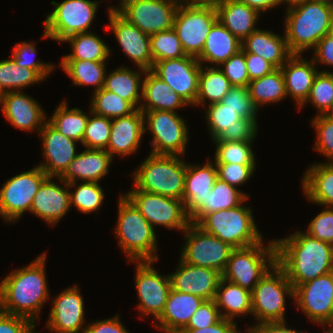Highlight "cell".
I'll list each match as a JSON object with an SVG mask.
<instances>
[{"mask_svg":"<svg viewBox=\"0 0 333 333\" xmlns=\"http://www.w3.org/2000/svg\"><path fill=\"white\" fill-rule=\"evenodd\" d=\"M276 264L285 272L294 289L333 271V245L296 231L276 239Z\"/></svg>","mask_w":333,"mask_h":333,"instance_id":"1","label":"cell"},{"mask_svg":"<svg viewBox=\"0 0 333 333\" xmlns=\"http://www.w3.org/2000/svg\"><path fill=\"white\" fill-rule=\"evenodd\" d=\"M46 253L29 265L14 269L0 283V310L36 323L49 296L45 273ZM36 320V321H35Z\"/></svg>","mask_w":333,"mask_h":333,"instance_id":"2","label":"cell"},{"mask_svg":"<svg viewBox=\"0 0 333 333\" xmlns=\"http://www.w3.org/2000/svg\"><path fill=\"white\" fill-rule=\"evenodd\" d=\"M286 10L284 34L292 54H303L307 49H314L330 32L332 5L305 0Z\"/></svg>","mask_w":333,"mask_h":333,"instance_id":"3","label":"cell"},{"mask_svg":"<svg viewBox=\"0 0 333 333\" xmlns=\"http://www.w3.org/2000/svg\"><path fill=\"white\" fill-rule=\"evenodd\" d=\"M118 219L115 235L128 261H157V237L155 228L140 211L124 196L118 201Z\"/></svg>","mask_w":333,"mask_h":333,"instance_id":"4","label":"cell"},{"mask_svg":"<svg viewBox=\"0 0 333 333\" xmlns=\"http://www.w3.org/2000/svg\"><path fill=\"white\" fill-rule=\"evenodd\" d=\"M185 174L186 161L179 155L149 153L131 177L139 190L183 201Z\"/></svg>","mask_w":333,"mask_h":333,"instance_id":"5","label":"cell"},{"mask_svg":"<svg viewBox=\"0 0 333 333\" xmlns=\"http://www.w3.org/2000/svg\"><path fill=\"white\" fill-rule=\"evenodd\" d=\"M197 225L233 248H246L260 243L262 233L254 222L251 208L242 204L206 214Z\"/></svg>","mask_w":333,"mask_h":333,"instance_id":"6","label":"cell"},{"mask_svg":"<svg viewBox=\"0 0 333 333\" xmlns=\"http://www.w3.org/2000/svg\"><path fill=\"white\" fill-rule=\"evenodd\" d=\"M263 240L246 248H235L230 255L222 278L252 291L263 276L276 264L275 240L263 245Z\"/></svg>","mask_w":333,"mask_h":333,"instance_id":"7","label":"cell"},{"mask_svg":"<svg viewBox=\"0 0 333 333\" xmlns=\"http://www.w3.org/2000/svg\"><path fill=\"white\" fill-rule=\"evenodd\" d=\"M294 299V287L285 272L275 264L251 291L252 316L256 325L284 322L285 297Z\"/></svg>","mask_w":333,"mask_h":333,"instance_id":"8","label":"cell"},{"mask_svg":"<svg viewBox=\"0 0 333 333\" xmlns=\"http://www.w3.org/2000/svg\"><path fill=\"white\" fill-rule=\"evenodd\" d=\"M99 3L91 0L51 1L55 7L44 21L43 39L62 42L69 36L90 32Z\"/></svg>","mask_w":333,"mask_h":333,"instance_id":"9","label":"cell"},{"mask_svg":"<svg viewBox=\"0 0 333 333\" xmlns=\"http://www.w3.org/2000/svg\"><path fill=\"white\" fill-rule=\"evenodd\" d=\"M134 188L124 196L140 211L153 226L184 231L190 225L189 215L182 200L148 193Z\"/></svg>","mask_w":333,"mask_h":333,"instance_id":"10","label":"cell"},{"mask_svg":"<svg viewBox=\"0 0 333 333\" xmlns=\"http://www.w3.org/2000/svg\"><path fill=\"white\" fill-rule=\"evenodd\" d=\"M144 129L152 133L151 154L185 156L188 143V129L183 117L177 112L157 110L142 112ZM148 127V128H147Z\"/></svg>","mask_w":333,"mask_h":333,"instance_id":"11","label":"cell"},{"mask_svg":"<svg viewBox=\"0 0 333 333\" xmlns=\"http://www.w3.org/2000/svg\"><path fill=\"white\" fill-rule=\"evenodd\" d=\"M183 233L186 242L180 259L187 264L212 268L222 274L235 248L194 223H190Z\"/></svg>","mask_w":333,"mask_h":333,"instance_id":"12","label":"cell"},{"mask_svg":"<svg viewBox=\"0 0 333 333\" xmlns=\"http://www.w3.org/2000/svg\"><path fill=\"white\" fill-rule=\"evenodd\" d=\"M47 177L35 166L4 182L0 188V216L6 223L17 222L26 211L30 213L34 196Z\"/></svg>","mask_w":333,"mask_h":333,"instance_id":"13","label":"cell"},{"mask_svg":"<svg viewBox=\"0 0 333 333\" xmlns=\"http://www.w3.org/2000/svg\"><path fill=\"white\" fill-rule=\"evenodd\" d=\"M217 21L216 7L179 5L173 29L176 31L186 55L195 58L201 55L206 37Z\"/></svg>","mask_w":333,"mask_h":333,"instance_id":"14","label":"cell"},{"mask_svg":"<svg viewBox=\"0 0 333 333\" xmlns=\"http://www.w3.org/2000/svg\"><path fill=\"white\" fill-rule=\"evenodd\" d=\"M294 301L310 321L325 327L333 322V271L294 289Z\"/></svg>","mask_w":333,"mask_h":333,"instance_id":"15","label":"cell"},{"mask_svg":"<svg viewBox=\"0 0 333 333\" xmlns=\"http://www.w3.org/2000/svg\"><path fill=\"white\" fill-rule=\"evenodd\" d=\"M153 261H137L135 287L140 303L138 310L143 316L157 320L162 314L171 290L170 275H160L151 265Z\"/></svg>","mask_w":333,"mask_h":333,"instance_id":"16","label":"cell"},{"mask_svg":"<svg viewBox=\"0 0 333 333\" xmlns=\"http://www.w3.org/2000/svg\"><path fill=\"white\" fill-rule=\"evenodd\" d=\"M151 71L167 83L189 106L196 103L201 64L197 58L184 56L161 60L153 64Z\"/></svg>","mask_w":333,"mask_h":333,"instance_id":"17","label":"cell"},{"mask_svg":"<svg viewBox=\"0 0 333 333\" xmlns=\"http://www.w3.org/2000/svg\"><path fill=\"white\" fill-rule=\"evenodd\" d=\"M179 5L177 0H138L129 3L119 13L151 36L173 28Z\"/></svg>","mask_w":333,"mask_h":333,"instance_id":"18","label":"cell"},{"mask_svg":"<svg viewBox=\"0 0 333 333\" xmlns=\"http://www.w3.org/2000/svg\"><path fill=\"white\" fill-rule=\"evenodd\" d=\"M206 123L213 141H254L258 132V121L241 118L236 111L224 103L207 105Z\"/></svg>","mask_w":333,"mask_h":333,"instance_id":"19","label":"cell"},{"mask_svg":"<svg viewBox=\"0 0 333 333\" xmlns=\"http://www.w3.org/2000/svg\"><path fill=\"white\" fill-rule=\"evenodd\" d=\"M108 13L110 24L106 26V29L113 31L123 53H125L138 68L146 71L151 70L153 67V58L150 36L130 23L119 12L108 11Z\"/></svg>","mask_w":333,"mask_h":333,"instance_id":"20","label":"cell"},{"mask_svg":"<svg viewBox=\"0 0 333 333\" xmlns=\"http://www.w3.org/2000/svg\"><path fill=\"white\" fill-rule=\"evenodd\" d=\"M84 306L79 286L63 290L52 301L46 327L56 333H84Z\"/></svg>","mask_w":333,"mask_h":333,"instance_id":"21","label":"cell"},{"mask_svg":"<svg viewBox=\"0 0 333 333\" xmlns=\"http://www.w3.org/2000/svg\"><path fill=\"white\" fill-rule=\"evenodd\" d=\"M42 141L44 161L38 166L51 177H60L69 163L77 156L78 141L65 137L48 121L39 131Z\"/></svg>","mask_w":333,"mask_h":333,"instance_id":"22","label":"cell"},{"mask_svg":"<svg viewBox=\"0 0 333 333\" xmlns=\"http://www.w3.org/2000/svg\"><path fill=\"white\" fill-rule=\"evenodd\" d=\"M178 267L170 273L171 288L181 293L193 294L204 300H213L222 274L212 268L187 264L179 259Z\"/></svg>","mask_w":333,"mask_h":333,"instance_id":"23","label":"cell"},{"mask_svg":"<svg viewBox=\"0 0 333 333\" xmlns=\"http://www.w3.org/2000/svg\"><path fill=\"white\" fill-rule=\"evenodd\" d=\"M1 111L10 124L23 131H39L47 122V115L38 101L23 91L4 93Z\"/></svg>","mask_w":333,"mask_h":333,"instance_id":"24","label":"cell"},{"mask_svg":"<svg viewBox=\"0 0 333 333\" xmlns=\"http://www.w3.org/2000/svg\"><path fill=\"white\" fill-rule=\"evenodd\" d=\"M55 178L64 183L63 187L51 181L53 177L48 176L35 194L30 209L31 214L41 218L50 226H55L71 208V190L64 188V185L67 187L68 183L60 177Z\"/></svg>","mask_w":333,"mask_h":333,"instance_id":"25","label":"cell"},{"mask_svg":"<svg viewBox=\"0 0 333 333\" xmlns=\"http://www.w3.org/2000/svg\"><path fill=\"white\" fill-rule=\"evenodd\" d=\"M144 115L138 108L133 113L112 119L110 140L106 151L114 157L128 156L138 151L145 133Z\"/></svg>","mask_w":333,"mask_h":333,"instance_id":"26","label":"cell"},{"mask_svg":"<svg viewBox=\"0 0 333 333\" xmlns=\"http://www.w3.org/2000/svg\"><path fill=\"white\" fill-rule=\"evenodd\" d=\"M301 56L302 54H292L280 68L285 80L286 94L295 100L298 109L309 97L319 72L313 59L308 61Z\"/></svg>","mask_w":333,"mask_h":333,"instance_id":"27","label":"cell"},{"mask_svg":"<svg viewBox=\"0 0 333 333\" xmlns=\"http://www.w3.org/2000/svg\"><path fill=\"white\" fill-rule=\"evenodd\" d=\"M204 301L193 294L181 293L171 288L155 327L163 333H179Z\"/></svg>","mask_w":333,"mask_h":333,"instance_id":"28","label":"cell"},{"mask_svg":"<svg viewBox=\"0 0 333 333\" xmlns=\"http://www.w3.org/2000/svg\"><path fill=\"white\" fill-rule=\"evenodd\" d=\"M113 157L106 150L87 149L78 153L60 176L66 183L98 182L108 174Z\"/></svg>","mask_w":333,"mask_h":333,"instance_id":"29","label":"cell"},{"mask_svg":"<svg viewBox=\"0 0 333 333\" xmlns=\"http://www.w3.org/2000/svg\"><path fill=\"white\" fill-rule=\"evenodd\" d=\"M217 178V167L212 161L202 166L186 163L183 202L189 216L206 200Z\"/></svg>","mask_w":333,"mask_h":333,"instance_id":"30","label":"cell"},{"mask_svg":"<svg viewBox=\"0 0 333 333\" xmlns=\"http://www.w3.org/2000/svg\"><path fill=\"white\" fill-rule=\"evenodd\" d=\"M143 78L141 99L143 103L139 104L142 112L157 110L177 112V109L181 110L182 107L189 105L151 70L145 71Z\"/></svg>","mask_w":333,"mask_h":333,"instance_id":"31","label":"cell"},{"mask_svg":"<svg viewBox=\"0 0 333 333\" xmlns=\"http://www.w3.org/2000/svg\"><path fill=\"white\" fill-rule=\"evenodd\" d=\"M244 52L261 56L275 68L281 66L292 55L287 46L285 34L281 35L270 30L256 29L241 43Z\"/></svg>","mask_w":333,"mask_h":333,"instance_id":"32","label":"cell"},{"mask_svg":"<svg viewBox=\"0 0 333 333\" xmlns=\"http://www.w3.org/2000/svg\"><path fill=\"white\" fill-rule=\"evenodd\" d=\"M215 7L218 20L241 42L258 29L260 13L239 0H221Z\"/></svg>","mask_w":333,"mask_h":333,"instance_id":"33","label":"cell"},{"mask_svg":"<svg viewBox=\"0 0 333 333\" xmlns=\"http://www.w3.org/2000/svg\"><path fill=\"white\" fill-rule=\"evenodd\" d=\"M241 41L219 20L212 26L206 37L201 55L197 58L201 65L209 63L221 66L231 56L241 50Z\"/></svg>","mask_w":333,"mask_h":333,"instance_id":"34","label":"cell"},{"mask_svg":"<svg viewBox=\"0 0 333 333\" xmlns=\"http://www.w3.org/2000/svg\"><path fill=\"white\" fill-rule=\"evenodd\" d=\"M301 183L306 199L318 206L333 207V163L311 164Z\"/></svg>","mask_w":333,"mask_h":333,"instance_id":"35","label":"cell"},{"mask_svg":"<svg viewBox=\"0 0 333 333\" xmlns=\"http://www.w3.org/2000/svg\"><path fill=\"white\" fill-rule=\"evenodd\" d=\"M248 198V194L217 178L206 200L189 216L190 222L197 224L206 214L237 207Z\"/></svg>","mask_w":333,"mask_h":333,"instance_id":"36","label":"cell"},{"mask_svg":"<svg viewBox=\"0 0 333 333\" xmlns=\"http://www.w3.org/2000/svg\"><path fill=\"white\" fill-rule=\"evenodd\" d=\"M214 301L221 317L227 320L234 321V317L252 313L251 291L223 278L220 279Z\"/></svg>","mask_w":333,"mask_h":333,"instance_id":"37","label":"cell"},{"mask_svg":"<svg viewBox=\"0 0 333 333\" xmlns=\"http://www.w3.org/2000/svg\"><path fill=\"white\" fill-rule=\"evenodd\" d=\"M109 74L106 72L103 88L114 92L122 99L129 101L136 109L142 99V80L144 69L131 70L127 66L115 68Z\"/></svg>","mask_w":333,"mask_h":333,"instance_id":"38","label":"cell"},{"mask_svg":"<svg viewBox=\"0 0 333 333\" xmlns=\"http://www.w3.org/2000/svg\"><path fill=\"white\" fill-rule=\"evenodd\" d=\"M248 89L258 110L261 105L277 103L287 98L285 80L280 68H276L263 77L251 80Z\"/></svg>","mask_w":333,"mask_h":333,"instance_id":"39","label":"cell"},{"mask_svg":"<svg viewBox=\"0 0 333 333\" xmlns=\"http://www.w3.org/2000/svg\"><path fill=\"white\" fill-rule=\"evenodd\" d=\"M62 42H69L71 53L64 55L61 60H90L107 61L111 49L92 32H84L67 37Z\"/></svg>","mask_w":333,"mask_h":333,"instance_id":"40","label":"cell"},{"mask_svg":"<svg viewBox=\"0 0 333 333\" xmlns=\"http://www.w3.org/2000/svg\"><path fill=\"white\" fill-rule=\"evenodd\" d=\"M231 88L230 81L220 68L201 65L195 106L205 105L206 100L208 105L219 103Z\"/></svg>","mask_w":333,"mask_h":333,"instance_id":"41","label":"cell"},{"mask_svg":"<svg viewBox=\"0 0 333 333\" xmlns=\"http://www.w3.org/2000/svg\"><path fill=\"white\" fill-rule=\"evenodd\" d=\"M106 61L61 60L60 67L76 86L94 85L95 91L104 86Z\"/></svg>","mask_w":333,"mask_h":333,"instance_id":"42","label":"cell"},{"mask_svg":"<svg viewBox=\"0 0 333 333\" xmlns=\"http://www.w3.org/2000/svg\"><path fill=\"white\" fill-rule=\"evenodd\" d=\"M88 118L78 107L68 109L67 101L63 100L47 121L65 137L82 143Z\"/></svg>","mask_w":333,"mask_h":333,"instance_id":"43","label":"cell"},{"mask_svg":"<svg viewBox=\"0 0 333 333\" xmlns=\"http://www.w3.org/2000/svg\"><path fill=\"white\" fill-rule=\"evenodd\" d=\"M41 81L43 79L34 70L20 67L12 57L0 60V91L3 94L23 91V88Z\"/></svg>","mask_w":333,"mask_h":333,"instance_id":"44","label":"cell"},{"mask_svg":"<svg viewBox=\"0 0 333 333\" xmlns=\"http://www.w3.org/2000/svg\"><path fill=\"white\" fill-rule=\"evenodd\" d=\"M92 96L91 112L109 119L127 116L136 110L129 101L104 88L94 92Z\"/></svg>","mask_w":333,"mask_h":333,"instance_id":"45","label":"cell"},{"mask_svg":"<svg viewBox=\"0 0 333 333\" xmlns=\"http://www.w3.org/2000/svg\"><path fill=\"white\" fill-rule=\"evenodd\" d=\"M68 183L67 188H76L70 192L71 207L75 206L78 211L89 214L95 212L102 206L104 201V190L98 182ZM77 186V187H76Z\"/></svg>","mask_w":333,"mask_h":333,"instance_id":"46","label":"cell"},{"mask_svg":"<svg viewBox=\"0 0 333 333\" xmlns=\"http://www.w3.org/2000/svg\"><path fill=\"white\" fill-rule=\"evenodd\" d=\"M253 141H214L216 145L215 163H238L255 165V155L252 150Z\"/></svg>","mask_w":333,"mask_h":333,"instance_id":"47","label":"cell"},{"mask_svg":"<svg viewBox=\"0 0 333 333\" xmlns=\"http://www.w3.org/2000/svg\"><path fill=\"white\" fill-rule=\"evenodd\" d=\"M310 102L317 109L319 115L327 114L333 106V72L330 70L319 71L316 75L309 97L298 109Z\"/></svg>","mask_w":333,"mask_h":333,"instance_id":"48","label":"cell"},{"mask_svg":"<svg viewBox=\"0 0 333 333\" xmlns=\"http://www.w3.org/2000/svg\"><path fill=\"white\" fill-rule=\"evenodd\" d=\"M153 64L161 60L187 56L176 31L172 28L150 36Z\"/></svg>","mask_w":333,"mask_h":333,"instance_id":"49","label":"cell"},{"mask_svg":"<svg viewBox=\"0 0 333 333\" xmlns=\"http://www.w3.org/2000/svg\"><path fill=\"white\" fill-rule=\"evenodd\" d=\"M89 113L93 116L88 118L81 144L87 149L106 150L110 140L112 119L97 115L91 112V109Z\"/></svg>","mask_w":333,"mask_h":333,"instance_id":"50","label":"cell"},{"mask_svg":"<svg viewBox=\"0 0 333 333\" xmlns=\"http://www.w3.org/2000/svg\"><path fill=\"white\" fill-rule=\"evenodd\" d=\"M35 42H20L15 45L12 51V58L20 67H26L34 70L43 80L49 77L54 70L55 64L35 61L33 56L36 55ZM33 58V59H31Z\"/></svg>","mask_w":333,"mask_h":333,"instance_id":"51","label":"cell"},{"mask_svg":"<svg viewBox=\"0 0 333 333\" xmlns=\"http://www.w3.org/2000/svg\"><path fill=\"white\" fill-rule=\"evenodd\" d=\"M315 127L316 142L314 150L330 159L327 163H333V118L327 114H318L312 120Z\"/></svg>","mask_w":333,"mask_h":333,"instance_id":"52","label":"cell"},{"mask_svg":"<svg viewBox=\"0 0 333 333\" xmlns=\"http://www.w3.org/2000/svg\"><path fill=\"white\" fill-rule=\"evenodd\" d=\"M221 102L236 111L241 118L257 120L258 109L250 97L248 87L232 86Z\"/></svg>","mask_w":333,"mask_h":333,"instance_id":"53","label":"cell"},{"mask_svg":"<svg viewBox=\"0 0 333 333\" xmlns=\"http://www.w3.org/2000/svg\"><path fill=\"white\" fill-rule=\"evenodd\" d=\"M219 68L223 71L232 86L248 87L250 79L247 72L245 54L242 49L231 56Z\"/></svg>","mask_w":333,"mask_h":333,"instance_id":"54","label":"cell"},{"mask_svg":"<svg viewBox=\"0 0 333 333\" xmlns=\"http://www.w3.org/2000/svg\"><path fill=\"white\" fill-rule=\"evenodd\" d=\"M217 167V177L229 185L238 187L243 185L253 175L255 165H241L238 163H215Z\"/></svg>","mask_w":333,"mask_h":333,"instance_id":"55","label":"cell"},{"mask_svg":"<svg viewBox=\"0 0 333 333\" xmlns=\"http://www.w3.org/2000/svg\"><path fill=\"white\" fill-rule=\"evenodd\" d=\"M308 225L307 234L333 245V207H324Z\"/></svg>","mask_w":333,"mask_h":333,"instance_id":"56","label":"cell"},{"mask_svg":"<svg viewBox=\"0 0 333 333\" xmlns=\"http://www.w3.org/2000/svg\"><path fill=\"white\" fill-rule=\"evenodd\" d=\"M216 303L213 300H205L194 312L189 323L183 329H200L214 325L221 319Z\"/></svg>","mask_w":333,"mask_h":333,"instance_id":"57","label":"cell"},{"mask_svg":"<svg viewBox=\"0 0 333 333\" xmlns=\"http://www.w3.org/2000/svg\"><path fill=\"white\" fill-rule=\"evenodd\" d=\"M35 326L28 318L0 310V333H37Z\"/></svg>","mask_w":333,"mask_h":333,"instance_id":"58","label":"cell"},{"mask_svg":"<svg viewBox=\"0 0 333 333\" xmlns=\"http://www.w3.org/2000/svg\"><path fill=\"white\" fill-rule=\"evenodd\" d=\"M244 54L250 81L263 77L276 69L270 62L259 55L248 52H244Z\"/></svg>","mask_w":333,"mask_h":333,"instance_id":"59","label":"cell"},{"mask_svg":"<svg viewBox=\"0 0 333 333\" xmlns=\"http://www.w3.org/2000/svg\"><path fill=\"white\" fill-rule=\"evenodd\" d=\"M84 333H129L123 326L119 315L87 324Z\"/></svg>","mask_w":333,"mask_h":333,"instance_id":"60","label":"cell"},{"mask_svg":"<svg viewBox=\"0 0 333 333\" xmlns=\"http://www.w3.org/2000/svg\"><path fill=\"white\" fill-rule=\"evenodd\" d=\"M315 54L312 59L315 64L321 63L329 66H333V35L328 33L325 35L313 49Z\"/></svg>","mask_w":333,"mask_h":333,"instance_id":"61","label":"cell"},{"mask_svg":"<svg viewBox=\"0 0 333 333\" xmlns=\"http://www.w3.org/2000/svg\"><path fill=\"white\" fill-rule=\"evenodd\" d=\"M179 333H241L234 321L221 318L210 327L200 329H182Z\"/></svg>","mask_w":333,"mask_h":333,"instance_id":"62","label":"cell"},{"mask_svg":"<svg viewBox=\"0 0 333 333\" xmlns=\"http://www.w3.org/2000/svg\"><path fill=\"white\" fill-rule=\"evenodd\" d=\"M247 333H306L291 329L286 326V322H266L259 325L250 326L245 329Z\"/></svg>","mask_w":333,"mask_h":333,"instance_id":"63","label":"cell"},{"mask_svg":"<svg viewBox=\"0 0 333 333\" xmlns=\"http://www.w3.org/2000/svg\"><path fill=\"white\" fill-rule=\"evenodd\" d=\"M241 3L246 4L250 8L257 10L260 14L261 12H266L271 8L280 6L279 0H239Z\"/></svg>","mask_w":333,"mask_h":333,"instance_id":"64","label":"cell"},{"mask_svg":"<svg viewBox=\"0 0 333 333\" xmlns=\"http://www.w3.org/2000/svg\"><path fill=\"white\" fill-rule=\"evenodd\" d=\"M180 5H198L215 7L221 0H177Z\"/></svg>","mask_w":333,"mask_h":333,"instance_id":"65","label":"cell"},{"mask_svg":"<svg viewBox=\"0 0 333 333\" xmlns=\"http://www.w3.org/2000/svg\"><path fill=\"white\" fill-rule=\"evenodd\" d=\"M138 0H119L118 5L116 7L113 6H109L108 11H112V12H120L125 6H127L129 3L135 2Z\"/></svg>","mask_w":333,"mask_h":333,"instance_id":"66","label":"cell"},{"mask_svg":"<svg viewBox=\"0 0 333 333\" xmlns=\"http://www.w3.org/2000/svg\"><path fill=\"white\" fill-rule=\"evenodd\" d=\"M305 0H279L280 4H287V7L293 6Z\"/></svg>","mask_w":333,"mask_h":333,"instance_id":"67","label":"cell"},{"mask_svg":"<svg viewBox=\"0 0 333 333\" xmlns=\"http://www.w3.org/2000/svg\"><path fill=\"white\" fill-rule=\"evenodd\" d=\"M313 1L322 2L333 6V0H313Z\"/></svg>","mask_w":333,"mask_h":333,"instance_id":"68","label":"cell"},{"mask_svg":"<svg viewBox=\"0 0 333 333\" xmlns=\"http://www.w3.org/2000/svg\"><path fill=\"white\" fill-rule=\"evenodd\" d=\"M325 326H326L325 329L327 327H329L327 330H325V333H333V325L332 324H329V326L328 325H325Z\"/></svg>","mask_w":333,"mask_h":333,"instance_id":"69","label":"cell"},{"mask_svg":"<svg viewBox=\"0 0 333 333\" xmlns=\"http://www.w3.org/2000/svg\"><path fill=\"white\" fill-rule=\"evenodd\" d=\"M331 35H333V15H332V20H331V25H330V32Z\"/></svg>","mask_w":333,"mask_h":333,"instance_id":"70","label":"cell"},{"mask_svg":"<svg viewBox=\"0 0 333 333\" xmlns=\"http://www.w3.org/2000/svg\"><path fill=\"white\" fill-rule=\"evenodd\" d=\"M327 115H329L333 118V106H332L331 110L327 113Z\"/></svg>","mask_w":333,"mask_h":333,"instance_id":"71","label":"cell"},{"mask_svg":"<svg viewBox=\"0 0 333 333\" xmlns=\"http://www.w3.org/2000/svg\"><path fill=\"white\" fill-rule=\"evenodd\" d=\"M2 96H3V93L0 91V105H2Z\"/></svg>","mask_w":333,"mask_h":333,"instance_id":"72","label":"cell"}]
</instances>
